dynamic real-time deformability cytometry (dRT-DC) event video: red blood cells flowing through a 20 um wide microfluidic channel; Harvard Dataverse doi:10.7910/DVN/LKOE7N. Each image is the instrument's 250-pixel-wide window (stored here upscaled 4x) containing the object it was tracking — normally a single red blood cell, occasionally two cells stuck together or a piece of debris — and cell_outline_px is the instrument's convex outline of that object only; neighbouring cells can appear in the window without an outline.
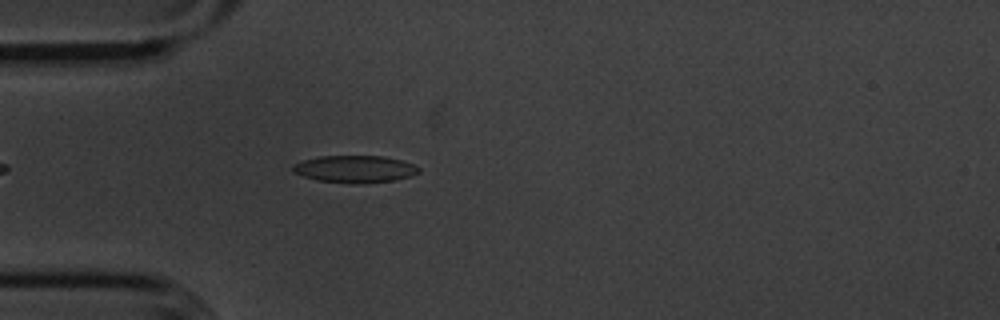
{"species": "common noctule bat (a hibernating species)", "species_latin": "Nyctalus noctula", "temperature_condition": "cold", "stored_images_in_passage": 11, "camera_frame_rate_fps": 3000, "um_per_image_px": 0.085, "animal": {"sex": "male", "body_mass_g": 20.1, "forearm_length_mm": 53.5}, "frame": {"image": 1, "passage_image": 7, "time_ms": 2.0, "image_size_px": [1000, 320], "cell_outline_px": [[420, 172], [396, 180], [356, 184], [352, 184], [316, 180], [292, 172], [292, 164], [304, 160], [320, 156], [384, 156], [400, 160], [412, 164], [420, 168]], "centroid_in_image_um": [30.13, 14.37], "position_along_channel_um": 54.9, "area_um2": 19.94}}
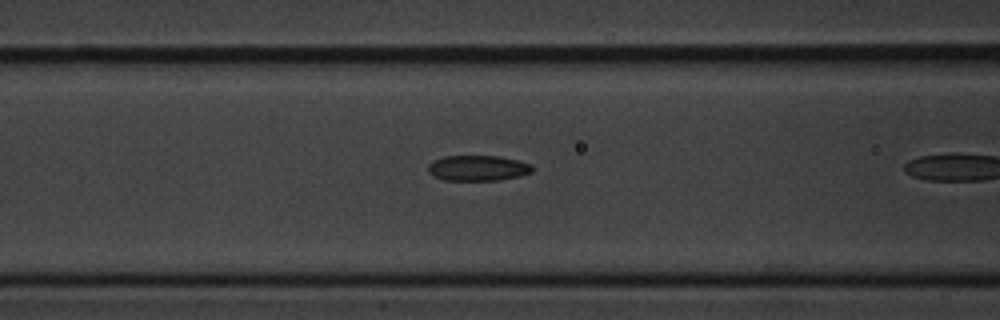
{"frame": {"image": 2, "passage_image": 10, "time_ms": 3.0, "image_size_px": [1000, 320], "cell_outline_px": [[532, 172], [520, 176], [500, 180], [444, 180], [432, 176], [428, 172], [428, 164], [432, 160], [444, 156], [500, 156], [532, 164]], "centroid_in_image_um": [40.59, 14.29], "position_along_channel_um": 126.0, "area_um2": 15.61}}